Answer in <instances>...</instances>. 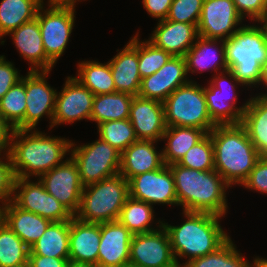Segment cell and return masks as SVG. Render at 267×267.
Segmentation results:
<instances>
[{
  "mask_svg": "<svg viewBox=\"0 0 267 267\" xmlns=\"http://www.w3.org/2000/svg\"><path fill=\"white\" fill-rule=\"evenodd\" d=\"M71 142L70 139L50 136L37 129H15L8 154L16 178H39L60 165L70 154Z\"/></svg>",
  "mask_w": 267,
  "mask_h": 267,
  "instance_id": "cell-1",
  "label": "cell"
},
{
  "mask_svg": "<svg viewBox=\"0 0 267 267\" xmlns=\"http://www.w3.org/2000/svg\"><path fill=\"white\" fill-rule=\"evenodd\" d=\"M185 217L180 225H171L163 221L166 229L173 256L178 267H183L190 260L208 255L222 246L230 236L220 224L221 216L183 211ZM186 259L180 264L179 259Z\"/></svg>",
  "mask_w": 267,
  "mask_h": 267,
  "instance_id": "cell-2",
  "label": "cell"
},
{
  "mask_svg": "<svg viewBox=\"0 0 267 267\" xmlns=\"http://www.w3.org/2000/svg\"><path fill=\"white\" fill-rule=\"evenodd\" d=\"M169 168L174 178L178 206H182V211L225 217L229 208L226 190L230 186L216 170L200 171L177 163L169 165Z\"/></svg>",
  "mask_w": 267,
  "mask_h": 267,
  "instance_id": "cell-3",
  "label": "cell"
},
{
  "mask_svg": "<svg viewBox=\"0 0 267 267\" xmlns=\"http://www.w3.org/2000/svg\"><path fill=\"white\" fill-rule=\"evenodd\" d=\"M214 149L215 170L230 186L247 179L260 158L245 127L240 124L216 125L209 133Z\"/></svg>",
  "mask_w": 267,
  "mask_h": 267,
  "instance_id": "cell-4",
  "label": "cell"
},
{
  "mask_svg": "<svg viewBox=\"0 0 267 267\" xmlns=\"http://www.w3.org/2000/svg\"><path fill=\"white\" fill-rule=\"evenodd\" d=\"M224 45L228 70L234 77L244 88L261 87L267 65V47L260 26L255 22L244 24L224 40Z\"/></svg>",
  "mask_w": 267,
  "mask_h": 267,
  "instance_id": "cell-5",
  "label": "cell"
},
{
  "mask_svg": "<svg viewBox=\"0 0 267 267\" xmlns=\"http://www.w3.org/2000/svg\"><path fill=\"white\" fill-rule=\"evenodd\" d=\"M128 197V181L118 173L84 186L80 206L74 217L94 224L116 221Z\"/></svg>",
  "mask_w": 267,
  "mask_h": 267,
  "instance_id": "cell-6",
  "label": "cell"
},
{
  "mask_svg": "<svg viewBox=\"0 0 267 267\" xmlns=\"http://www.w3.org/2000/svg\"><path fill=\"white\" fill-rule=\"evenodd\" d=\"M197 81L180 86L163 102L166 127H193L210 133L216 126L211 120L203 86Z\"/></svg>",
  "mask_w": 267,
  "mask_h": 267,
  "instance_id": "cell-7",
  "label": "cell"
},
{
  "mask_svg": "<svg viewBox=\"0 0 267 267\" xmlns=\"http://www.w3.org/2000/svg\"><path fill=\"white\" fill-rule=\"evenodd\" d=\"M208 85L203 86L207 110L211 120L216 125L240 124L242 115L247 108L249 99L242 106H237L238 86H244L226 70L211 76ZM234 83V84H233ZM238 85V86H237Z\"/></svg>",
  "mask_w": 267,
  "mask_h": 267,
  "instance_id": "cell-8",
  "label": "cell"
},
{
  "mask_svg": "<svg viewBox=\"0 0 267 267\" xmlns=\"http://www.w3.org/2000/svg\"><path fill=\"white\" fill-rule=\"evenodd\" d=\"M69 156L76 162L84 186L120 172L121 153L100 137L88 144L72 141Z\"/></svg>",
  "mask_w": 267,
  "mask_h": 267,
  "instance_id": "cell-9",
  "label": "cell"
},
{
  "mask_svg": "<svg viewBox=\"0 0 267 267\" xmlns=\"http://www.w3.org/2000/svg\"><path fill=\"white\" fill-rule=\"evenodd\" d=\"M43 3L36 19L40 25L43 47L46 56L56 65L64 54L75 26V6Z\"/></svg>",
  "mask_w": 267,
  "mask_h": 267,
  "instance_id": "cell-10",
  "label": "cell"
},
{
  "mask_svg": "<svg viewBox=\"0 0 267 267\" xmlns=\"http://www.w3.org/2000/svg\"><path fill=\"white\" fill-rule=\"evenodd\" d=\"M16 178L12 202L22 210L32 212L51 222L68 221L74 216L36 179Z\"/></svg>",
  "mask_w": 267,
  "mask_h": 267,
  "instance_id": "cell-11",
  "label": "cell"
},
{
  "mask_svg": "<svg viewBox=\"0 0 267 267\" xmlns=\"http://www.w3.org/2000/svg\"><path fill=\"white\" fill-rule=\"evenodd\" d=\"M66 158L63 163L42 174L39 180L45 190L75 216L80 206L84 185L81 183L76 162L71 156Z\"/></svg>",
  "mask_w": 267,
  "mask_h": 267,
  "instance_id": "cell-12",
  "label": "cell"
},
{
  "mask_svg": "<svg viewBox=\"0 0 267 267\" xmlns=\"http://www.w3.org/2000/svg\"><path fill=\"white\" fill-rule=\"evenodd\" d=\"M129 263L138 267H178L163 225L155 231L132 236Z\"/></svg>",
  "mask_w": 267,
  "mask_h": 267,
  "instance_id": "cell-13",
  "label": "cell"
},
{
  "mask_svg": "<svg viewBox=\"0 0 267 267\" xmlns=\"http://www.w3.org/2000/svg\"><path fill=\"white\" fill-rule=\"evenodd\" d=\"M243 20L233 0H204L197 33L206 39L226 40L244 25Z\"/></svg>",
  "mask_w": 267,
  "mask_h": 267,
  "instance_id": "cell-14",
  "label": "cell"
},
{
  "mask_svg": "<svg viewBox=\"0 0 267 267\" xmlns=\"http://www.w3.org/2000/svg\"><path fill=\"white\" fill-rule=\"evenodd\" d=\"M50 71H29L25 76L26 112L25 130H36L43 118H49V130L53 128V115L57 90L47 82Z\"/></svg>",
  "mask_w": 267,
  "mask_h": 267,
  "instance_id": "cell-15",
  "label": "cell"
},
{
  "mask_svg": "<svg viewBox=\"0 0 267 267\" xmlns=\"http://www.w3.org/2000/svg\"><path fill=\"white\" fill-rule=\"evenodd\" d=\"M63 85L56 93L53 128L83 119L90 121L94 94L75 76H68Z\"/></svg>",
  "mask_w": 267,
  "mask_h": 267,
  "instance_id": "cell-16",
  "label": "cell"
},
{
  "mask_svg": "<svg viewBox=\"0 0 267 267\" xmlns=\"http://www.w3.org/2000/svg\"><path fill=\"white\" fill-rule=\"evenodd\" d=\"M129 196L152 206H178L174 178L168 165L158 170L145 172L128 180Z\"/></svg>",
  "mask_w": 267,
  "mask_h": 267,
  "instance_id": "cell-17",
  "label": "cell"
},
{
  "mask_svg": "<svg viewBox=\"0 0 267 267\" xmlns=\"http://www.w3.org/2000/svg\"><path fill=\"white\" fill-rule=\"evenodd\" d=\"M183 56H172L156 73L141 80L138 96L164 102L177 88L192 80Z\"/></svg>",
  "mask_w": 267,
  "mask_h": 267,
  "instance_id": "cell-18",
  "label": "cell"
},
{
  "mask_svg": "<svg viewBox=\"0 0 267 267\" xmlns=\"http://www.w3.org/2000/svg\"><path fill=\"white\" fill-rule=\"evenodd\" d=\"M128 119L138 140H162L166 130L163 102L134 96Z\"/></svg>",
  "mask_w": 267,
  "mask_h": 267,
  "instance_id": "cell-19",
  "label": "cell"
},
{
  "mask_svg": "<svg viewBox=\"0 0 267 267\" xmlns=\"http://www.w3.org/2000/svg\"><path fill=\"white\" fill-rule=\"evenodd\" d=\"M98 267H125L129 264L133 234L118 220L100 224Z\"/></svg>",
  "mask_w": 267,
  "mask_h": 267,
  "instance_id": "cell-20",
  "label": "cell"
},
{
  "mask_svg": "<svg viewBox=\"0 0 267 267\" xmlns=\"http://www.w3.org/2000/svg\"><path fill=\"white\" fill-rule=\"evenodd\" d=\"M154 28L148 41L171 56L184 57L198 37L195 24L164 19L158 21Z\"/></svg>",
  "mask_w": 267,
  "mask_h": 267,
  "instance_id": "cell-21",
  "label": "cell"
},
{
  "mask_svg": "<svg viewBox=\"0 0 267 267\" xmlns=\"http://www.w3.org/2000/svg\"><path fill=\"white\" fill-rule=\"evenodd\" d=\"M16 50L30 65L29 71H51L54 63L46 56L38 20L24 23L8 34Z\"/></svg>",
  "mask_w": 267,
  "mask_h": 267,
  "instance_id": "cell-22",
  "label": "cell"
},
{
  "mask_svg": "<svg viewBox=\"0 0 267 267\" xmlns=\"http://www.w3.org/2000/svg\"><path fill=\"white\" fill-rule=\"evenodd\" d=\"M109 60L115 92L138 96L141 76L138 68V32L122 50Z\"/></svg>",
  "mask_w": 267,
  "mask_h": 267,
  "instance_id": "cell-23",
  "label": "cell"
},
{
  "mask_svg": "<svg viewBox=\"0 0 267 267\" xmlns=\"http://www.w3.org/2000/svg\"><path fill=\"white\" fill-rule=\"evenodd\" d=\"M152 140H137L126 148L120 157V172L127 181L134 176L162 168L163 152Z\"/></svg>",
  "mask_w": 267,
  "mask_h": 267,
  "instance_id": "cell-24",
  "label": "cell"
},
{
  "mask_svg": "<svg viewBox=\"0 0 267 267\" xmlns=\"http://www.w3.org/2000/svg\"><path fill=\"white\" fill-rule=\"evenodd\" d=\"M100 239V224L86 223L73 217L70 220L69 261L98 267Z\"/></svg>",
  "mask_w": 267,
  "mask_h": 267,
  "instance_id": "cell-25",
  "label": "cell"
},
{
  "mask_svg": "<svg viewBox=\"0 0 267 267\" xmlns=\"http://www.w3.org/2000/svg\"><path fill=\"white\" fill-rule=\"evenodd\" d=\"M184 57L187 73L202 74L204 71H214L217 74L228 70L224 40L221 39H206L198 36L195 44Z\"/></svg>",
  "mask_w": 267,
  "mask_h": 267,
  "instance_id": "cell-26",
  "label": "cell"
},
{
  "mask_svg": "<svg viewBox=\"0 0 267 267\" xmlns=\"http://www.w3.org/2000/svg\"><path fill=\"white\" fill-rule=\"evenodd\" d=\"M4 223L30 248L43 235L51 221L22 210L10 201L5 205Z\"/></svg>",
  "mask_w": 267,
  "mask_h": 267,
  "instance_id": "cell-27",
  "label": "cell"
},
{
  "mask_svg": "<svg viewBox=\"0 0 267 267\" xmlns=\"http://www.w3.org/2000/svg\"><path fill=\"white\" fill-rule=\"evenodd\" d=\"M250 96L241 124L259 154L267 156V96L259 93Z\"/></svg>",
  "mask_w": 267,
  "mask_h": 267,
  "instance_id": "cell-28",
  "label": "cell"
},
{
  "mask_svg": "<svg viewBox=\"0 0 267 267\" xmlns=\"http://www.w3.org/2000/svg\"><path fill=\"white\" fill-rule=\"evenodd\" d=\"M206 134L204 130L193 127H166L161 140L167 142L162 149L164 163L168 166L178 163Z\"/></svg>",
  "mask_w": 267,
  "mask_h": 267,
  "instance_id": "cell-29",
  "label": "cell"
},
{
  "mask_svg": "<svg viewBox=\"0 0 267 267\" xmlns=\"http://www.w3.org/2000/svg\"><path fill=\"white\" fill-rule=\"evenodd\" d=\"M70 220L51 222L43 235L30 247L29 255L69 258Z\"/></svg>",
  "mask_w": 267,
  "mask_h": 267,
  "instance_id": "cell-30",
  "label": "cell"
},
{
  "mask_svg": "<svg viewBox=\"0 0 267 267\" xmlns=\"http://www.w3.org/2000/svg\"><path fill=\"white\" fill-rule=\"evenodd\" d=\"M43 0H1L0 40L24 23L36 18Z\"/></svg>",
  "mask_w": 267,
  "mask_h": 267,
  "instance_id": "cell-31",
  "label": "cell"
},
{
  "mask_svg": "<svg viewBox=\"0 0 267 267\" xmlns=\"http://www.w3.org/2000/svg\"><path fill=\"white\" fill-rule=\"evenodd\" d=\"M153 207L149 203L129 196L120 211L118 221L127 227L133 235L155 231L162 226L163 220L157 219L158 221L154 225L156 228L153 227L152 224L155 221Z\"/></svg>",
  "mask_w": 267,
  "mask_h": 267,
  "instance_id": "cell-32",
  "label": "cell"
},
{
  "mask_svg": "<svg viewBox=\"0 0 267 267\" xmlns=\"http://www.w3.org/2000/svg\"><path fill=\"white\" fill-rule=\"evenodd\" d=\"M133 97L125 92L94 95L90 121L98 126L106 121L128 119Z\"/></svg>",
  "mask_w": 267,
  "mask_h": 267,
  "instance_id": "cell-33",
  "label": "cell"
},
{
  "mask_svg": "<svg viewBox=\"0 0 267 267\" xmlns=\"http://www.w3.org/2000/svg\"><path fill=\"white\" fill-rule=\"evenodd\" d=\"M77 69V76L75 78L94 95L115 92V84L109 61L107 63H100L96 60H84L78 62Z\"/></svg>",
  "mask_w": 267,
  "mask_h": 267,
  "instance_id": "cell-34",
  "label": "cell"
},
{
  "mask_svg": "<svg viewBox=\"0 0 267 267\" xmlns=\"http://www.w3.org/2000/svg\"><path fill=\"white\" fill-rule=\"evenodd\" d=\"M231 237L216 251L190 260L183 267H253V263L244 258Z\"/></svg>",
  "mask_w": 267,
  "mask_h": 267,
  "instance_id": "cell-35",
  "label": "cell"
},
{
  "mask_svg": "<svg viewBox=\"0 0 267 267\" xmlns=\"http://www.w3.org/2000/svg\"><path fill=\"white\" fill-rule=\"evenodd\" d=\"M26 90L25 76L0 99V114L14 129L25 130Z\"/></svg>",
  "mask_w": 267,
  "mask_h": 267,
  "instance_id": "cell-36",
  "label": "cell"
},
{
  "mask_svg": "<svg viewBox=\"0 0 267 267\" xmlns=\"http://www.w3.org/2000/svg\"><path fill=\"white\" fill-rule=\"evenodd\" d=\"M30 248L5 223L0 227V267L28 262Z\"/></svg>",
  "mask_w": 267,
  "mask_h": 267,
  "instance_id": "cell-37",
  "label": "cell"
},
{
  "mask_svg": "<svg viewBox=\"0 0 267 267\" xmlns=\"http://www.w3.org/2000/svg\"><path fill=\"white\" fill-rule=\"evenodd\" d=\"M97 128L99 137L120 153L138 140L129 119L106 121L100 123Z\"/></svg>",
  "mask_w": 267,
  "mask_h": 267,
  "instance_id": "cell-38",
  "label": "cell"
},
{
  "mask_svg": "<svg viewBox=\"0 0 267 267\" xmlns=\"http://www.w3.org/2000/svg\"><path fill=\"white\" fill-rule=\"evenodd\" d=\"M177 164L200 171L215 170L214 149L210 134L207 133L191 147Z\"/></svg>",
  "mask_w": 267,
  "mask_h": 267,
  "instance_id": "cell-39",
  "label": "cell"
},
{
  "mask_svg": "<svg viewBox=\"0 0 267 267\" xmlns=\"http://www.w3.org/2000/svg\"><path fill=\"white\" fill-rule=\"evenodd\" d=\"M171 57L147 39L140 41L138 32V68L142 79L156 73Z\"/></svg>",
  "mask_w": 267,
  "mask_h": 267,
  "instance_id": "cell-40",
  "label": "cell"
},
{
  "mask_svg": "<svg viewBox=\"0 0 267 267\" xmlns=\"http://www.w3.org/2000/svg\"><path fill=\"white\" fill-rule=\"evenodd\" d=\"M203 1L204 0H173L166 19L198 26Z\"/></svg>",
  "mask_w": 267,
  "mask_h": 267,
  "instance_id": "cell-41",
  "label": "cell"
},
{
  "mask_svg": "<svg viewBox=\"0 0 267 267\" xmlns=\"http://www.w3.org/2000/svg\"><path fill=\"white\" fill-rule=\"evenodd\" d=\"M16 176L9 154L0 160V204L7 205L13 199Z\"/></svg>",
  "mask_w": 267,
  "mask_h": 267,
  "instance_id": "cell-42",
  "label": "cell"
},
{
  "mask_svg": "<svg viewBox=\"0 0 267 267\" xmlns=\"http://www.w3.org/2000/svg\"><path fill=\"white\" fill-rule=\"evenodd\" d=\"M241 186L250 191L253 190L260 192V194H267V156H260Z\"/></svg>",
  "mask_w": 267,
  "mask_h": 267,
  "instance_id": "cell-43",
  "label": "cell"
},
{
  "mask_svg": "<svg viewBox=\"0 0 267 267\" xmlns=\"http://www.w3.org/2000/svg\"><path fill=\"white\" fill-rule=\"evenodd\" d=\"M243 19L256 22L267 17V0H233Z\"/></svg>",
  "mask_w": 267,
  "mask_h": 267,
  "instance_id": "cell-44",
  "label": "cell"
},
{
  "mask_svg": "<svg viewBox=\"0 0 267 267\" xmlns=\"http://www.w3.org/2000/svg\"><path fill=\"white\" fill-rule=\"evenodd\" d=\"M22 78L20 71L13 62L6 61L4 55H0V99Z\"/></svg>",
  "mask_w": 267,
  "mask_h": 267,
  "instance_id": "cell-45",
  "label": "cell"
},
{
  "mask_svg": "<svg viewBox=\"0 0 267 267\" xmlns=\"http://www.w3.org/2000/svg\"><path fill=\"white\" fill-rule=\"evenodd\" d=\"M173 0H142L147 13L156 20L167 18Z\"/></svg>",
  "mask_w": 267,
  "mask_h": 267,
  "instance_id": "cell-46",
  "label": "cell"
},
{
  "mask_svg": "<svg viewBox=\"0 0 267 267\" xmlns=\"http://www.w3.org/2000/svg\"><path fill=\"white\" fill-rule=\"evenodd\" d=\"M69 258H54L42 255H29L28 263L30 267H66Z\"/></svg>",
  "mask_w": 267,
  "mask_h": 267,
  "instance_id": "cell-47",
  "label": "cell"
},
{
  "mask_svg": "<svg viewBox=\"0 0 267 267\" xmlns=\"http://www.w3.org/2000/svg\"><path fill=\"white\" fill-rule=\"evenodd\" d=\"M13 126L0 114V146L9 153L14 132Z\"/></svg>",
  "mask_w": 267,
  "mask_h": 267,
  "instance_id": "cell-48",
  "label": "cell"
},
{
  "mask_svg": "<svg viewBox=\"0 0 267 267\" xmlns=\"http://www.w3.org/2000/svg\"><path fill=\"white\" fill-rule=\"evenodd\" d=\"M80 1L82 2V0H48L47 2L55 5H66V6L76 7V4Z\"/></svg>",
  "mask_w": 267,
  "mask_h": 267,
  "instance_id": "cell-49",
  "label": "cell"
},
{
  "mask_svg": "<svg viewBox=\"0 0 267 267\" xmlns=\"http://www.w3.org/2000/svg\"><path fill=\"white\" fill-rule=\"evenodd\" d=\"M253 267H267V259L263 257L256 256L253 258Z\"/></svg>",
  "mask_w": 267,
  "mask_h": 267,
  "instance_id": "cell-50",
  "label": "cell"
},
{
  "mask_svg": "<svg viewBox=\"0 0 267 267\" xmlns=\"http://www.w3.org/2000/svg\"><path fill=\"white\" fill-rule=\"evenodd\" d=\"M259 23L258 25L260 26V28L263 31L264 34V38H265V43H266V47H267V17H265L262 20L256 21V23Z\"/></svg>",
  "mask_w": 267,
  "mask_h": 267,
  "instance_id": "cell-51",
  "label": "cell"
},
{
  "mask_svg": "<svg viewBox=\"0 0 267 267\" xmlns=\"http://www.w3.org/2000/svg\"><path fill=\"white\" fill-rule=\"evenodd\" d=\"M66 267H97L92 264H82V263H76V262H71L69 261Z\"/></svg>",
  "mask_w": 267,
  "mask_h": 267,
  "instance_id": "cell-52",
  "label": "cell"
},
{
  "mask_svg": "<svg viewBox=\"0 0 267 267\" xmlns=\"http://www.w3.org/2000/svg\"><path fill=\"white\" fill-rule=\"evenodd\" d=\"M263 87L265 86V90L267 89V65L264 67V75H263V82H262ZM261 95L267 96V90L266 92H261Z\"/></svg>",
  "mask_w": 267,
  "mask_h": 267,
  "instance_id": "cell-53",
  "label": "cell"
},
{
  "mask_svg": "<svg viewBox=\"0 0 267 267\" xmlns=\"http://www.w3.org/2000/svg\"><path fill=\"white\" fill-rule=\"evenodd\" d=\"M4 210H5V205L0 204V227L4 223Z\"/></svg>",
  "mask_w": 267,
  "mask_h": 267,
  "instance_id": "cell-54",
  "label": "cell"
},
{
  "mask_svg": "<svg viewBox=\"0 0 267 267\" xmlns=\"http://www.w3.org/2000/svg\"><path fill=\"white\" fill-rule=\"evenodd\" d=\"M5 154H7V152L0 146V160L5 156Z\"/></svg>",
  "mask_w": 267,
  "mask_h": 267,
  "instance_id": "cell-55",
  "label": "cell"
},
{
  "mask_svg": "<svg viewBox=\"0 0 267 267\" xmlns=\"http://www.w3.org/2000/svg\"><path fill=\"white\" fill-rule=\"evenodd\" d=\"M10 267H30V265H29L28 262H25V263H22V264H19V265H16V266H10Z\"/></svg>",
  "mask_w": 267,
  "mask_h": 267,
  "instance_id": "cell-56",
  "label": "cell"
},
{
  "mask_svg": "<svg viewBox=\"0 0 267 267\" xmlns=\"http://www.w3.org/2000/svg\"><path fill=\"white\" fill-rule=\"evenodd\" d=\"M125 267H138V266H135V265H132V264H127Z\"/></svg>",
  "mask_w": 267,
  "mask_h": 267,
  "instance_id": "cell-57",
  "label": "cell"
}]
</instances>
